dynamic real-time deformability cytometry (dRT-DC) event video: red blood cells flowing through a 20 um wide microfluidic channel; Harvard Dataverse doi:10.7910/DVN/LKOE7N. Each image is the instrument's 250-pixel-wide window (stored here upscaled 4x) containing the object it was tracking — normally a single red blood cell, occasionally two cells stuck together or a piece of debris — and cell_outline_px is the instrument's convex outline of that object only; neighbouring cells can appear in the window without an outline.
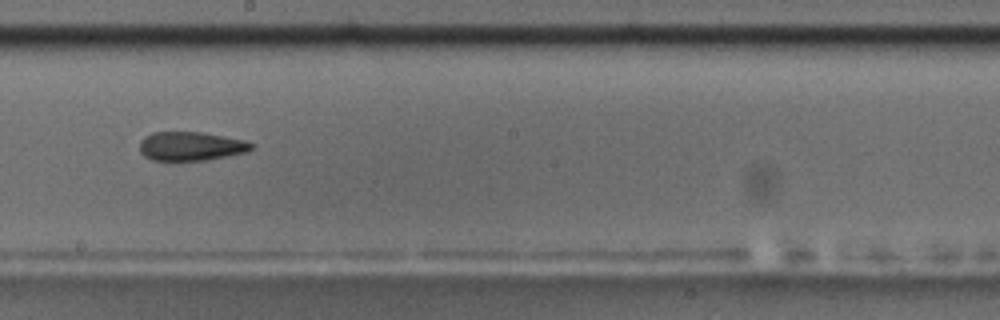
{"species": "common noctule bat (a hibernating species)", "species_latin": "Nyctalus noctula", "temperature_condition": "room temperature", "stored_images_in_passage": 42, "camera_frame_rate_fps": 3000, "um_per_image_px": 0.085, "animal": {"sex": "male", "body_mass_g": 17.5, "forearm_length_mm": 52.3}, "frame": {"image": 1, "passage_image": 19, "time_ms": 6.0, "image_size_px": [1000, 320], "cell_outline_px": [[256, 144], [248, 152], [208, 160], [152, 160], [144, 156], [140, 152], [140, 140], [144, 136], [152, 132], [204, 132], [244, 140]], "centroid_in_image_um": [16.24, 12.42], "position_along_channel_um": 232.0, "area_um2": 19.02}, "authors_computed_cell_mechanics": {"area_um2": 19.7387, "velocity_mm_per_s": 3.7519, "shape_relaxation_time_tau1_ms": null, "shape_relaxation_time_tau2_ms": 5.333, "deformation_change_tau1": null, "deformation_change_tau2": 0.1544}}